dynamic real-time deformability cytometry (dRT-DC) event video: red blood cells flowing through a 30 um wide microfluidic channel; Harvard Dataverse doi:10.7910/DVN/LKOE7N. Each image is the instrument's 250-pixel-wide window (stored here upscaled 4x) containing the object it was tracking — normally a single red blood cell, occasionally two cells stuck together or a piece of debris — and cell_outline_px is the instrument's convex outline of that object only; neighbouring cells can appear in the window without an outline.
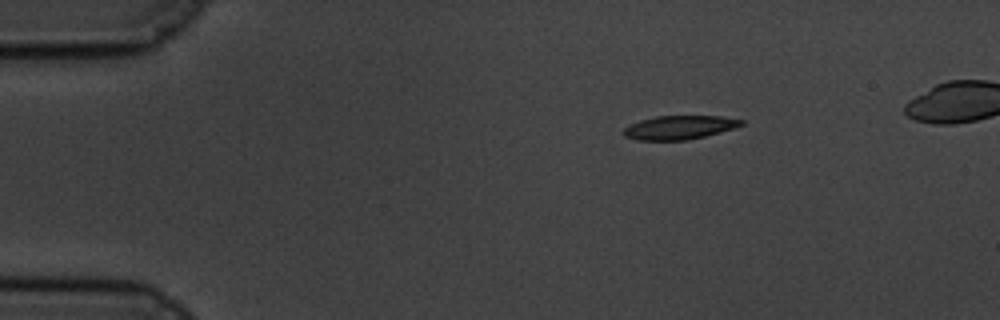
{"species": "common noctule bat (a hibernating species)", "species_latin": "Nyctalus noctula", "temperature_condition": "cold", "stored_images_in_passage": 46, "camera_frame_rate_fps": 3000, "um_per_image_px": 0.085, "animal": {"sex": "male", "body_mass_g": 19.5, "forearm_length_mm": 54.6}, "frame": {"image": 1, "passage_image": 1, "time_ms": 0.0, "image_size_px": [1000, 320], "cell_outline_px": [[744, 124], [736, 128], [688, 140], [636, 140], [624, 136], [624, 128], [640, 120], [656, 116], [720, 116], [744, 120]], "centroid_in_image_um": [57.77, 10.83], "position_along_channel_um": 27.2, "area_um2": 16.24}}
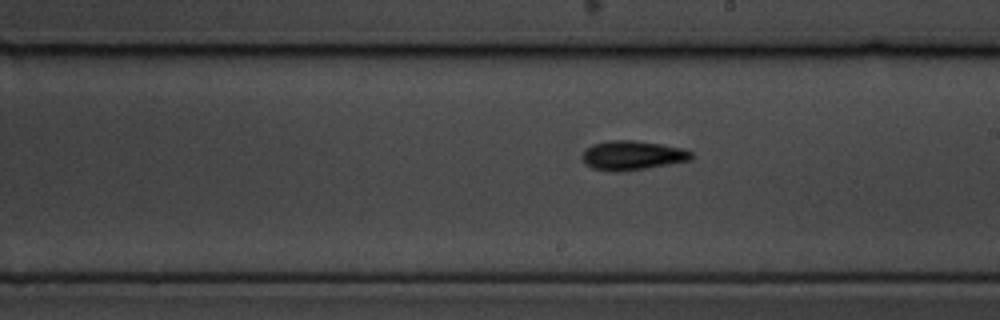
{"frame": {"image": 2, "passage_image": 25, "time_ms": 8.0, "image_size_px": [1000, 320], "cell_outline_px": [[692, 160], [648, 168], [624, 172], [612, 172], [592, 168], [580, 156], [592, 144], [608, 140], [636, 140], [684, 148], [692, 152]], "centroid_in_image_um": [53.77, 13.21], "position_along_channel_um": 235.2, "area_um2": 18.79}}
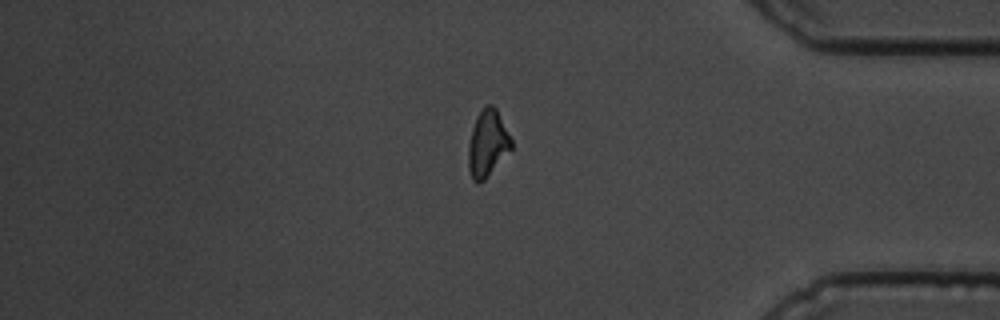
{"frame": {"image": 3, "passage_image": 41, "time_ms": 13.333, "image_size_px": [1000, 320], "cell_outline_px": [[512, 148], [484, 180], [476, 184], [472, 180], [468, 168], [468, 144], [472, 128], [476, 116], [488, 104], [492, 104], [496, 108], [512, 140]], "centroid_in_image_um": [41.42, 12.21], "position_along_channel_um": 393.8, "area_um2": 16.59}, "authors_computed_cell_mechanics": {"area_um2": 16.9065, "velocity_mm_per_s": 3.4146, "shape_relaxation_time_tau1_ms": 2.4687, "shape_relaxation_time_tau2_ms": null, "deformation_change_tau1": 0.1459, "deformation_change_tau2": null}}